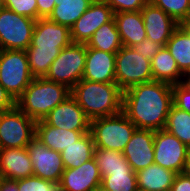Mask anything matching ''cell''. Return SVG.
Instances as JSON below:
<instances>
[{"label": "cell", "mask_w": 190, "mask_h": 191, "mask_svg": "<svg viewBox=\"0 0 190 191\" xmlns=\"http://www.w3.org/2000/svg\"><path fill=\"white\" fill-rule=\"evenodd\" d=\"M172 17L179 25L190 21V0H150Z\"/></svg>", "instance_id": "31"}, {"label": "cell", "mask_w": 190, "mask_h": 191, "mask_svg": "<svg viewBox=\"0 0 190 191\" xmlns=\"http://www.w3.org/2000/svg\"><path fill=\"white\" fill-rule=\"evenodd\" d=\"M189 148L165 129L154 131V163L176 174L184 171Z\"/></svg>", "instance_id": "11"}, {"label": "cell", "mask_w": 190, "mask_h": 191, "mask_svg": "<svg viewBox=\"0 0 190 191\" xmlns=\"http://www.w3.org/2000/svg\"><path fill=\"white\" fill-rule=\"evenodd\" d=\"M122 45L132 47L147 38L141 11L114 13Z\"/></svg>", "instance_id": "20"}, {"label": "cell", "mask_w": 190, "mask_h": 191, "mask_svg": "<svg viewBox=\"0 0 190 191\" xmlns=\"http://www.w3.org/2000/svg\"><path fill=\"white\" fill-rule=\"evenodd\" d=\"M55 6V0H37V20L39 18H48Z\"/></svg>", "instance_id": "37"}, {"label": "cell", "mask_w": 190, "mask_h": 191, "mask_svg": "<svg viewBox=\"0 0 190 191\" xmlns=\"http://www.w3.org/2000/svg\"><path fill=\"white\" fill-rule=\"evenodd\" d=\"M89 131L65 130L58 127L48 125L44 120L36 121L35 136L52 150L61 153L64 148L69 147L78 141L83 135Z\"/></svg>", "instance_id": "21"}, {"label": "cell", "mask_w": 190, "mask_h": 191, "mask_svg": "<svg viewBox=\"0 0 190 191\" xmlns=\"http://www.w3.org/2000/svg\"><path fill=\"white\" fill-rule=\"evenodd\" d=\"M3 7L37 20V0H4Z\"/></svg>", "instance_id": "33"}, {"label": "cell", "mask_w": 190, "mask_h": 191, "mask_svg": "<svg viewBox=\"0 0 190 191\" xmlns=\"http://www.w3.org/2000/svg\"><path fill=\"white\" fill-rule=\"evenodd\" d=\"M86 45L104 52L117 53L123 45L114 18L95 31Z\"/></svg>", "instance_id": "27"}, {"label": "cell", "mask_w": 190, "mask_h": 191, "mask_svg": "<svg viewBox=\"0 0 190 191\" xmlns=\"http://www.w3.org/2000/svg\"><path fill=\"white\" fill-rule=\"evenodd\" d=\"M170 191H190V177L184 172L176 174Z\"/></svg>", "instance_id": "38"}, {"label": "cell", "mask_w": 190, "mask_h": 191, "mask_svg": "<svg viewBox=\"0 0 190 191\" xmlns=\"http://www.w3.org/2000/svg\"><path fill=\"white\" fill-rule=\"evenodd\" d=\"M72 43L70 29L48 18L36 20L30 46L25 50L34 78H43L60 51Z\"/></svg>", "instance_id": "2"}, {"label": "cell", "mask_w": 190, "mask_h": 191, "mask_svg": "<svg viewBox=\"0 0 190 191\" xmlns=\"http://www.w3.org/2000/svg\"><path fill=\"white\" fill-rule=\"evenodd\" d=\"M44 121L65 130L90 131L91 120L71 95L52 109Z\"/></svg>", "instance_id": "14"}, {"label": "cell", "mask_w": 190, "mask_h": 191, "mask_svg": "<svg viewBox=\"0 0 190 191\" xmlns=\"http://www.w3.org/2000/svg\"><path fill=\"white\" fill-rule=\"evenodd\" d=\"M87 45L71 43L63 48L51 63L45 79L65 85L70 90L82 80L86 63Z\"/></svg>", "instance_id": "6"}, {"label": "cell", "mask_w": 190, "mask_h": 191, "mask_svg": "<svg viewBox=\"0 0 190 191\" xmlns=\"http://www.w3.org/2000/svg\"><path fill=\"white\" fill-rule=\"evenodd\" d=\"M172 105V85L164 82L153 80L123 92L122 112L137 129H164Z\"/></svg>", "instance_id": "1"}, {"label": "cell", "mask_w": 190, "mask_h": 191, "mask_svg": "<svg viewBox=\"0 0 190 191\" xmlns=\"http://www.w3.org/2000/svg\"><path fill=\"white\" fill-rule=\"evenodd\" d=\"M187 176L190 177V148L188 150V156H187V160H186V163H185V168H184V171H183Z\"/></svg>", "instance_id": "41"}, {"label": "cell", "mask_w": 190, "mask_h": 191, "mask_svg": "<svg viewBox=\"0 0 190 191\" xmlns=\"http://www.w3.org/2000/svg\"><path fill=\"white\" fill-rule=\"evenodd\" d=\"M36 20L0 7V50H26L31 43Z\"/></svg>", "instance_id": "9"}, {"label": "cell", "mask_w": 190, "mask_h": 191, "mask_svg": "<svg viewBox=\"0 0 190 191\" xmlns=\"http://www.w3.org/2000/svg\"><path fill=\"white\" fill-rule=\"evenodd\" d=\"M101 183L99 167L92 158L77 168L65 169L59 184L61 191H93Z\"/></svg>", "instance_id": "16"}, {"label": "cell", "mask_w": 190, "mask_h": 191, "mask_svg": "<svg viewBox=\"0 0 190 191\" xmlns=\"http://www.w3.org/2000/svg\"><path fill=\"white\" fill-rule=\"evenodd\" d=\"M173 105L180 110L190 113V88L182 81L172 85Z\"/></svg>", "instance_id": "34"}, {"label": "cell", "mask_w": 190, "mask_h": 191, "mask_svg": "<svg viewBox=\"0 0 190 191\" xmlns=\"http://www.w3.org/2000/svg\"><path fill=\"white\" fill-rule=\"evenodd\" d=\"M93 1L94 0H59L48 19L70 29Z\"/></svg>", "instance_id": "26"}, {"label": "cell", "mask_w": 190, "mask_h": 191, "mask_svg": "<svg viewBox=\"0 0 190 191\" xmlns=\"http://www.w3.org/2000/svg\"><path fill=\"white\" fill-rule=\"evenodd\" d=\"M4 0H0V7H3Z\"/></svg>", "instance_id": "44"}, {"label": "cell", "mask_w": 190, "mask_h": 191, "mask_svg": "<svg viewBox=\"0 0 190 191\" xmlns=\"http://www.w3.org/2000/svg\"><path fill=\"white\" fill-rule=\"evenodd\" d=\"M36 134V121L17 106L0 113V148L27 147Z\"/></svg>", "instance_id": "10"}, {"label": "cell", "mask_w": 190, "mask_h": 191, "mask_svg": "<svg viewBox=\"0 0 190 191\" xmlns=\"http://www.w3.org/2000/svg\"><path fill=\"white\" fill-rule=\"evenodd\" d=\"M27 149L33 163V175L60 183L65 170L61 153L47 148L36 136L27 145Z\"/></svg>", "instance_id": "12"}, {"label": "cell", "mask_w": 190, "mask_h": 191, "mask_svg": "<svg viewBox=\"0 0 190 191\" xmlns=\"http://www.w3.org/2000/svg\"><path fill=\"white\" fill-rule=\"evenodd\" d=\"M123 155L134 172L154 163V131L136 129L126 144Z\"/></svg>", "instance_id": "15"}, {"label": "cell", "mask_w": 190, "mask_h": 191, "mask_svg": "<svg viewBox=\"0 0 190 191\" xmlns=\"http://www.w3.org/2000/svg\"><path fill=\"white\" fill-rule=\"evenodd\" d=\"M95 144L90 132L61 152L65 169L77 168L94 157Z\"/></svg>", "instance_id": "25"}, {"label": "cell", "mask_w": 190, "mask_h": 191, "mask_svg": "<svg viewBox=\"0 0 190 191\" xmlns=\"http://www.w3.org/2000/svg\"><path fill=\"white\" fill-rule=\"evenodd\" d=\"M33 175V163L27 147L0 148V177L12 180Z\"/></svg>", "instance_id": "19"}, {"label": "cell", "mask_w": 190, "mask_h": 191, "mask_svg": "<svg viewBox=\"0 0 190 191\" xmlns=\"http://www.w3.org/2000/svg\"><path fill=\"white\" fill-rule=\"evenodd\" d=\"M114 13L141 11L142 8L150 3V0H103Z\"/></svg>", "instance_id": "35"}, {"label": "cell", "mask_w": 190, "mask_h": 191, "mask_svg": "<svg viewBox=\"0 0 190 191\" xmlns=\"http://www.w3.org/2000/svg\"><path fill=\"white\" fill-rule=\"evenodd\" d=\"M71 95L65 85L43 78H34L22 95L16 100V106L34 121L44 120L49 112Z\"/></svg>", "instance_id": "4"}, {"label": "cell", "mask_w": 190, "mask_h": 191, "mask_svg": "<svg viewBox=\"0 0 190 191\" xmlns=\"http://www.w3.org/2000/svg\"><path fill=\"white\" fill-rule=\"evenodd\" d=\"M176 173L153 163L136 172L138 189L143 191H170Z\"/></svg>", "instance_id": "23"}, {"label": "cell", "mask_w": 190, "mask_h": 191, "mask_svg": "<svg viewBox=\"0 0 190 191\" xmlns=\"http://www.w3.org/2000/svg\"><path fill=\"white\" fill-rule=\"evenodd\" d=\"M183 82L190 88V72L184 75Z\"/></svg>", "instance_id": "42"}, {"label": "cell", "mask_w": 190, "mask_h": 191, "mask_svg": "<svg viewBox=\"0 0 190 191\" xmlns=\"http://www.w3.org/2000/svg\"><path fill=\"white\" fill-rule=\"evenodd\" d=\"M148 39L165 46L179 24L151 2L141 10Z\"/></svg>", "instance_id": "18"}, {"label": "cell", "mask_w": 190, "mask_h": 191, "mask_svg": "<svg viewBox=\"0 0 190 191\" xmlns=\"http://www.w3.org/2000/svg\"><path fill=\"white\" fill-rule=\"evenodd\" d=\"M116 53H108L87 46L82 80L98 83H116Z\"/></svg>", "instance_id": "17"}, {"label": "cell", "mask_w": 190, "mask_h": 191, "mask_svg": "<svg viewBox=\"0 0 190 191\" xmlns=\"http://www.w3.org/2000/svg\"><path fill=\"white\" fill-rule=\"evenodd\" d=\"M18 191H61L60 184L44 180L37 176H29L17 180Z\"/></svg>", "instance_id": "32"}, {"label": "cell", "mask_w": 190, "mask_h": 191, "mask_svg": "<svg viewBox=\"0 0 190 191\" xmlns=\"http://www.w3.org/2000/svg\"><path fill=\"white\" fill-rule=\"evenodd\" d=\"M163 46L151 39L146 38L141 43L135 44L132 48L136 53H141L145 59L151 60Z\"/></svg>", "instance_id": "36"}, {"label": "cell", "mask_w": 190, "mask_h": 191, "mask_svg": "<svg viewBox=\"0 0 190 191\" xmlns=\"http://www.w3.org/2000/svg\"><path fill=\"white\" fill-rule=\"evenodd\" d=\"M113 18V9L106 2L94 0L70 28L72 43L87 44L95 31Z\"/></svg>", "instance_id": "13"}, {"label": "cell", "mask_w": 190, "mask_h": 191, "mask_svg": "<svg viewBox=\"0 0 190 191\" xmlns=\"http://www.w3.org/2000/svg\"><path fill=\"white\" fill-rule=\"evenodd\" d=\"M93 191H111L110 189H107L106 187H104L102 184H100L99 186H97Z\"/></svg>", "instance_id": "43"}, {"label": "cell", "mask_w": 190, "mask_h": 191, "mask_svg": "<svg viewBox=\"0 0 190 191\" xmlns=\"http://www.w3.org/2000/svg\"><path fill=\"white\" fill-rule=\"evenodd\" d=\"M164 129L190 148V113L172 105Z\"/></svg>", "instance_id": "28"}, {"label": "cell", "mask_w": 190, "mask_h": 191, "mask_svg": "<svg viewBox=\"0 0 190 191\" xmlns=\"http://www.w3.org/2000/svg\"><path fill=\"white\" fill-rule=\"evenodd\" d=\"M153 80L176 85L184 80V74L179 70L177 62L166 46H163L151 59Z\"/></svg>", "instance_id": "24"}, {"label": "cell", "mask_w": 190, "mask_h": 191, "mask_svg": "<svg viewBox=\"0 0 190 191\" xmlns=\"http://www.w3.org/2000/svg\"><path fill=\"white\" fill-rule=\"evenodd\" d=\"M115 77L123 92L135 85L153 81L151 60L136 53L132 47L122 46L116 53Z\"/></svg>", "instance_id": "8"}, {"label": "cell", "mask_w": 190, "mask_h": 191, "mask_svg": "<svg viewBox=\"0 0 190 191\" xmlns=\"http://www.w3.org/2000/svg\"><path fill=\"white\" fill-rule=\"evenodd\" d=\"M16 106V101L0 84V113L13 109Z\"/></svg>", "instance_id": "39"}, {"label": "cell", "mask_w": 190, "mask_h": 191, "mask_svg": "<svg viewBox=\"0 0 190 191\" xmlns=\"http://www.w3.org/2000/svg\"><path fill=\"white\" fill-rule=\"evenodd\" d=\"M166 48L185 75L190 72V21L180 24L166 43Z\"/></svg>", "instance_id": "22"}, {"label": "cell", "mask_w": 190, "mask_h": 191, "mask_svg": "<svg viewBox=\"0 0 190 191\" xmlns=\"http://www.w3.org/2000/svg\"><path fill=\"white\" fill-rule=\"evenodd\" d=\"M0 191H18L17 180L0 177Z\"/></svg>", "instance_id": "40"}, {"label": "cell", "mask_w": 190, "mask_h": 191, "mask_svg": "<svg viewBox=\"0 0 190 191\" xmlns=\"http://www.w3.org/2000/svg\"><path fill=\"white\" fill-rule=\"evenodd\" d=\"M33 79L25 50H0V84L15 101Z\"/></svg>", "instance_id": "7"}, {"label": "cell", "mask_w": 190, "mask_h": 191, "mask_svg": "<svg viewBox=\"0 0 190 191\" xmlns=\"http://www.w3.org/2000/svg\"><path fill=\"white\" fill-rule=\"evenodd\" d=\"M137 127L121 112L91 120L90 134L95 148L123 152Z\"/></svg>", "instance_id": "5"}, {"label": "cell", "mask_w": 190, "mask_h": 191, "mask_svg": "<svg viewBox=\"0 0 190 191\" xmlns=\"http://www.w3.org/2000/svg\"><path fill=\"white\" fill-rule=\"evenodd\" d=\"M71 96L90 120L122 112L123 91L116 83L80 80L71 89Z\"/></svg>", "instance_id": "3"}, {"label": "cell", "mask_w": 190, "mask_h": 191, "mask_svg": "<svg viewBox=\"0 0 190 191\" xmlns=\"http://www.w3.org/2000/svg\"><path fill=\"white\" fill-rule=\"evenodd\" d=\"M104 187L111 191H136L137 178L133 170L108 171V176L102 178Z\"/></svg>", "instance_id": "30"}, {"label": "cell", "mask_w": 190, "mask_h": 191, "mask_svg": "<svg viewBox=\"0 0 190 191\" xmlns=\"http://www.w3.org/2000/svg\"><path fill=\"white\" fill-rule=\"evenodd\" d=\"M93 158L99 167L101 178L108 176V171L132 170L123 152L120 151L95 148Z\"/></svg>", "instance_id": "29"}]
</instances>
